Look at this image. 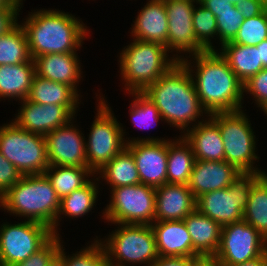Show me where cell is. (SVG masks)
<instances>
[{
	"label": "cell",
	"mask_w": 267,
	"mask_h": 266,
	"mask_svg": "<svg viewBox=\"0 0 267 266\" xmlns=\"http://www.w3.org/2000/svg\"><path fill=\"white\" fill-rule=\"evenodd\" d=\"M192 58L195 66L184 55L181 62L192 76L196 93L207 115L242 110L244 84L218 50L201 52L192 55Z\"/></svg>",
	"instance_id": "6da1fadb"
},
{
	"label": "cell",
	"mask_w": 267,
	"mask_h": 266,
	"mask_svg": "<svg viewBox=\"0 0 267 266\" xmlns=\"http://www.w3.org/2000/svg\"><path fill=\"white\" fill-rule=\"evenodd\" d=\"M142 93L156 105L163 120L170 127L180 128L182 133L188 131L192 124L197 125L196 120L203 113L207 114L196 93L192 76L181 61Z\"/></svg>",
	"instance_id": "7a4b0ae2"
},
{
	"label": "cell",
	"mask_w": 267,
	"mask_h": 266,
	"mask_svg": "<svg viewBox=\"0 0 267 266\" xmlns=\"http://www.w3.org/2000/svg\"><path fill=\"white\" fill-rule=\"evenodd\" d=\"M25 20L21 26L33 60L50 53L76 52L89 34L80 19L62 10L40 9Z\"/></svg>",
	"instance_id": "3957f363"
},
{
	"label": "cell",
	"mask_w": 267,
	"mask_h": 266,
	"mask_svg": "<svg viewBox=\"0 0 267 266\" xmlns=\"http://www.w3.org/2000/svg\"><path fill=\"white\" fill-rule=\"evenodd\" d=\"M60 200L45 174L23 175L0 197V207L14 216L48 226L55 235Z\"/></svg>",
	"instance_id": "277c9868"
},
{
	"label": "cell",
	"mask_w": 267,
	"mask_h": 266,
	"mask_svg": "<svg viewBox=\"0 0 267 266\" xmlns=\"http://www.w3.org/2000/svg\"><path fill=\"white\" fill-rule=\"evenodd\" d=\"M120 53L121 78L125 82V90L130 92H143L148 86L157 81L182 56L168 58L165 46L133 39Z\"/></svg>",
	"instance_id": "5b68a950"
},
{
	"label": "cell",
	"mask_w": 267,
	"mask_h": 266,
	"mask_svg": "<svg viewBox=\"0 0 267 266\" xmlns=\"http://www.w3.org/2000/svg\"><path fill=\"white\" fill-rule=\"evenodd\" d=\"M102 244L109 265H152L158 259L155 235L150 225L118 224ZM116 261V262H115ZM146 265V266H147Z\"/></svg>",
	"instance_id": "8992f818"
},
{
	"label": "cell",
	"mask_w": 267,
	"mask_h": 266,
	"mask_svg": "<svg viewBox=\"0 0 267 266\" xmlns=\"http://www.w3.org/2000/svg\"><path fill=\"white\" fill-rule=\"evenodd\" d=\"M219 126L223 139L225 161L233 164L243 174H257L259 168L253 167L256 155V137L250 120L243 110L214 113L209 115Z\"/></svg>",
	"instance_id": "52a82bcc"
},
{
	"label": "cell",
	"mask_w": 267,
	"mask_h": 266,
	"mask_svg": "<svg viewBox=\"0 0 267 266\" xmlns=\"http://www.w3.org/2000/svg\"><path fill=\"white\" fill-rule=\"evenodd\" d=\"M0 152L22 176L44 174L49 167L45 137L12 121L0 127Z\"/></svg>",
	"instance_id": "ba28073f"
},
{
	"label": "cell",
	"mask_w": 267,
	"mask_h": 266,
	"mask_svg": "<svg viewBox=\"0 0 267 266\" xmlns=\"http://www.w3.org/2000/svg\"><path fill=\"white\" fill-rule=\"evenodd\" d=\"M86 144L87 167L95 174L125 147V131L102 96Z\"/></svg>",
	"instance_id": "9c48e42d"
},
{
	"label": "cell",
	"mask_w": 267,
	"mask_h": 266,
	"mask_svg": "<svg viewBox=\"0 0 267 266\" xmlns=\"http://www.w3.org/2000/svg\"><path fill=\"white\" fill-rule=\"evenodd\" d=\"M110 194L102 216L108 222L136 225L155 222L156 188L140 183L113 188Z\"/></svg>",
	"instance_id": "30bf717a"
},
{
	"label": "cell",
	"mask_w": 267,
	"mask_h": 266,
	"mask_svg": "<svg viewBox=\"0 0 267 266\" xmlns=\"http://www.w3.org/2000/svg\"><path fill=\"white\" fill-rule=\"evenodd\" d=\"M258 178L257 174H242L228 187L199 196L196 208L221 226L239 222L243 220L251 187Z\"/></svg>",
	"instance_id": "8fae6325"
},
{
	"label": "cell",
	"mask_w": 267,
	"mask_h": 266,
	"mask_svg": "<svg viewBox=\"0 0 267 266\" xmlns=\"http://www.w3.org/2000/svg\"><path fill=\"white\" fill-rule=\"evenodd\" d=\"M53 236L52 229L39 222L4 223L0 227V264L15 266L23 262Z\"/></svg>",
	"instance_id": "7c38bea8"
},
{
	"label": "cell",
	"mask_w": 267,
	"mask_h": 266,
	"mask_svg": "<svg viewBox=\"0 0 267 266\" xmlns=\"http://www.w3.org/2000/svg\"><path fill=\"white\" fill-rule=\"evenodd\" d=\"M266 251L267 240L241 220L222 226L220 247L214 258L219 265H233L253 260Z\"/></svg>",
	"instance_id": "4fadbf2b"
},
{
	"label": "cell",
	"mask_w": 267,
	"mask_h": 266,
	"mask_svg": "<svg viewBox=\"0 0 267 266\" xmlns=\"http://www.w3.org/2000/svg\"><path fill=\"white\" fill-rule=\"evenodd\" d=\"M168 140L154 137L125 140L135 160L140 183L154 188L167 183Z\"/></svg>",
	"instance_id": "5bb4252c"
},
{
	"label": "cell",
	"mask_w": 267,
	"mask_h": 266,
	"mask_svg": "<svg viewBox=\"0 0 267 266\" xmlns=\"http://www.w3.org/2000/svg\"><path fill=\"white\" fill-rule=\"evenodd\" d=\"M168 17L166 48L188 53L189 58L206 50L197 42L193 28L194 3L199 0H164ZM197 2V3H196ZM171 50V51H170ZM170 51V52H169Z\"/></svg>",
	"instance_id": "9a60e30c"
},
{
	"label": "cell",
	"mask_w": 267,
	"mask_h": 266,
	"mask_svg": "<svg viewBox=\"0 0 267 266\" xmlns=\"http://www.w3.org/2000/svg\"><path fill=\"white\" fill-rule=\"evenodd\" d=\"M72 121L44 136L49 166L87 167L85 136Z\"/></svg>",
	"instance_id": "2e32d148"
},
{
	"label": "cell",
	"mask_w": 267,
	"mask_h": 266,
	"mask_svg": "<svg viewBox=\"0 0 267 266\" xmlns=\"http://www.w3.org/2000/svg\"><path fill=\"white\" fill-rule=\"evenodd\" d=\"M20 103L22 104L20 111L13 122L26 131L43 136L75 119L78 107L39 104L28 99Z\"/></svg>",
	"instance_id": "e0dca14e"
},
{
	"label": "cell",
	"mask_w": 267,
	"mask_h": 266,
	"mask_svg": "<svg viewBox=\"0 0 267 266\" xmlns=\"http://www.w3.org/2000/svg\"><path fill=\"white\" fill-rule=\"evenodd\" d=\"M242 174L225 160H195L187 185L197 199L204 193L228 187Z\"/></svg>",
	"instance_id": "ac0fdd59"
},
{
	"label": "cell",
	"mask_w": 267,
	"mask_h": 266,
	"mask_svg": "<svg viewBox=\"0 0 267 266\" xmlns=\"http://www.w3.org/2000/svg\"><path fill=\"white\" fill-rule=\"evenodd\" d=\"M196 202L188 185L166 183L157 187L155 222L184 220L196 209Z\"/></svg>",
	"instance_id": "d6986e66"
},
{
	"label": "cell",
	"mask_w": 267,
	"mask_h": 266,
	"mask_svg": "<svg viewBox=\"0 0 267 266\" xmlns=\"http://www.w3.org/2000/svg\"><path fill=\"white\" fill-rule=\"evenodd\" d=\"M150 226L155 235L159 257H200L193 250L191 236L184 220L154 222Z\"/></svg>",
	"instance_id": "ffe728a7"
},
{
	"label": "cell",
	"mask_w": 267,
	"mask_h": 266,
	"mask_svg": "<svg viewBox=\"0 0 267 266\" xmlns=\"http://www.w3.org/2000/svg\"><path fill=\"white\" fill-rule=\"evenodd\" d=\"M77 52L50 53L34 59L35 73L43 78L71 86L77 93L81 63Z\"/></svg>",
	"instance_id": "44dd1931"
},
{
	"label": "cell",
	"mask_w": 267,
	"mask_h": 266,
	"mask_svg": "<svg viewBox=\"0 0 267 266\" xmlns=\"http://www.w3.org/2000/svg\"><path fill=\"white\" fill-rule=\"evenodd\" d=\"M182 135L190 144L195 160L224 161L225 151L218 124L208 115Z\"/></svg>",
	"instance_id": "7402d4cb"
},
{
	"label": "cell",
	"mask_w": 267,
	"mask_h": 266,
	"mask_svg": "<svg viewBox=\"0 0 267 266\" xmlns=\"http://www.w3.org/2000/svg\"><path fill=\"white\" fill-rule=\"evenodd\" d=\"M132 28V38L166 47L168 17L164 0H149L138 12Z\"/></svg>",
	"instance_id": "603a6c76"
},
{
	"label": "cell",
	"mask_w": 267,
	"mask_h": 266,
	"mask_svg": "<svg viewBox=\"0 0 267 266\" xmlns=\"http://www.w3.org/2000/svg\"><path fill=\"white\" fill-rule=\"evenodd\" d=\"M184 222L191 236L193 250L200 257H214L220 247L222 226L197 208Z\"/></svg>",
	"instance_id": "cb8c5ba5"
},
{
	"label": "cell",
	"mask_w": 267,
	"mask_h": 266,
	"mask_svg": "<svg viewBox=\"0 0 267 266\" xmlns=\"http://www.w3.org/2000/svg\"><path fill=\"white\" fill-rule=\"evenodd\" d=\"M34 75L33 59L16 65H0V98L27 99Z\"/></svg>",
	"instance_id": "d4e9b609"
},
{
	"label": "cell",
	"mask_w": 267,
	"mask_h": 266,
	"mask_svg": "<svg viewBox=\"0 0 267 266\" xmlns=\"http://www.w3.org/2000/svg\"><path fill=\"white\" fill-rule=\"evenodd\" d=\"M219 52L243 84L264 69L256 46L235 44L230 41L221 45Z\"/></svg>",
	"instance_id": "484cf974"
},
{
	"label": "cell",
	"mask_w": 267,
	"mask_h": 266,
	"mask_svg": "<svg viewBox=\"0 0 267 266\" xmlns=\"http://www.w3.org/2000/svg\"><path fill=\"white\" fill-rule=\"evenodd\" d=\"M80 97L71 86L51 81L35 73L27 99L46 105L78 106Z\"/></svg>",
	"instance_id": "4316f807"
},
{
	"label": "cell",
	"mask_w": 267,
	"mask_h": 266,
	"mask_svg": "<svg viewBox=\"0 0 267 266\" xmlns=\"http://www.w3.org/2000/svg\"><path fill=\"white\" fill-rule=\"evenodd\" d=\"M194 162L192 148L182 135L168 140L167 183L187 185Z\"/></svg>",
	"instance_id": "83f0119b"
},
{
	"label": "cell",
	"mask_w": 267,
	"mask_h": 266,
	"mask_svg": "<svg viewBox=\"0 0 267 266\" xmlns=\"http://www.w3.org/2000/svg\"><path fill=\"white\" fill-rule=\"evenodd\" d=\"M101 176L97 179H105L110 189L120 186L140 184L138 170L132 153L125 147L111 161L107 162L99 171Z\"/></svg>",
	"instance_id": "f1b7e54d"
},
{
	"label": "cell",
	"mask_w": 267,
	"mask_h": 266,
	"mask_svg": "<svg viewBox=\"0 0 267 266\" xmlns=\"http://www.w3.org/2000/svg\"><path fill=\"white\" fill-rule=\"evenodd\" d=\"M60 199L85 186L94 173L88 167L49 166L44 173Z\"/></svg>",
	"instance_id": "f546056e"
},
{
	"label": "cell",
	"mask_w": 267,
	"mask_h": 266,
	"mask_svg": "<svg viewBox=\"0 0 267 266\" xmlns=\"http://www.w3.org/2000/svg\"><path fill=\"white\" fill-rule=\"evenodd\" d=\"M94 180L95 181L93 182L92 179H90L85 186L74 190L71 194L60 200V208L55 221V235H58L57 229L59 228L57 227L60 225L58 224V222H60V215L64 214L71 218H78L86 215L92 210L98 197L97 194L99 193V189H97L99 187L97 186L98 184L96 181H100L97 177Z\"/></svg>",
	"instance_id": "4dcf8cb0"
},
{
	"label": "cell",
	"mask_w": 267,
	"mask_h": 266,
	"mask_svg": "<svg viewBox=\"0 0 267 266\" xmlns=\"http://www.w3.org/2000/svg\"><path fill=\"white\" fill-rule=\"evenodd\" d=\"M243 220L267 240V186L260 178L251 187Z\"/></svg>",
	"instance_id": "1f68e13d"
},
{
	"label": "cell",
	"mask_w": 267,
	"mask_h": 266,
	"mask_svg": "<svg viewBox=\"0 0 267 266\" xmlns=\"http://www.w3.org/2000/svg\"><path fill=\"white\" fill-rule=\"evenodd\" d=\"M31 59L27 37L21 24L0 36V65H16Z\"/></svg>",
	"instance_id": "d6a6232c"
},
{
	"label": "cell",
	"mask_w": 267,
	"mask_h": 266,
	"mask_svg": "<svg viewBox=\"0 0 267 266\" xmlns=\"http://www.w3.org/2000/svg\"><path fill=\"white\" fill-rule=\"evenodd\" d=\"M198 4L200 6L198 8L194 7L193 12V28L196 40L206 51L215 50V46L211 43V38L214 35L218 36L216 17L200 2Z\"/></svg>",
	"instance_id": "836d02e7"
},
{
	"label": "cell",
	"mask_w": 267,
	"mask_h": 266,
	"mask_svg": "<svg viewBox=\"0 0 267 266\" xmlns=\"http://www.w3.org/2000/svg\"><path fill=\"white\" fill-rule=\"evenodd\" d=\"M265 39H267V9L260 15L244 19L237 35L231 42L256 46Z\"/></svg>",
	"instance_id": "e575fe53"
},
{
	"label": "cell",
	"mask_w": 267,
	"mask_h": 266,
	"mask_svg": "<svg viewBox=\"0 0 267 266\" xmlns=\"http://www.w3.org/2000/svg\"><path fill=\"white\" fill-rule=\"evenodd\" d=\"M134 96L133 102L130 105V116L132 123L141 129L152 127L158 120L163 121L156 105L147 98L142 92H130Z\"/></svg>",
	"instance_id": "d590c367"
},
{
	"label": "cell",
	"mask_w": 267,
	"mask_h": 266,
	"mask_svg": "<svg viewBox=\"0 0 267 266\" xmlns=\"http://www.w3.org/2000/svg\"><path fill=\"white\" fill-rule=\"evenodd\" d=\"M61 245L59 254L65 259L66 266H108L105 250L98 239L94 243L82 248L79 252L67 256Z\"/></svg>",
	"instance_id": "8d00e7d4"
},
{
	"label": "cell",
	"mask_w": 267,
	"mask_h": 266,
	"mask_svg": "<svg viewBox=\"0 0 267 266\" xmlns=\"http://www.w3.org/2000/svg\"><path fill=\"white\" fill-rule=\"evenodd\" d=\"M243 21L244 17L236 7L230 10L216 11L219 44L223 45L232 41Z\"/></svg>",
	"instance_id": "74e56055"
},
{
	"label": "cell",
	"mask_w": 267,
	"mask_h": 266,
	"mask_svg": "<svg viewBox=\"0 0 267 266\" xmlns=\"http://www.w3.org/2000/svg\"><path fill=\"white\" fill-rule=\"evenodd\" d=\"M60 238L59 233L54 235L41 249L15 266H48L51 259L59 252L62 244Z\"/></svg>",
	"instance_id": "f35d334b"
},
{
	"label": "cell",
	"mask_w": 267,
	"mask_h": 266,
	"mask_svg": "<svg viewBox=\"0 0 267 266\" xmlns=\"http://www.w3.org/2000/svg\"><path fill=\"white\" fill-rule=\"evenodd\" d=\"M243 92L254 96V100L258 107L267 101V68L260 70L244 83Z\"/></svg>",
	"instance_id": "ab89813d"
},
{
	"label": "cell",
	"mask_w": 267,
	"mask_h": 266,
	"mask_svg": "<svg viewBox=\"0 0 267 266\" xmlns=\"http://www.w3.org/2000/svg\"><path fill=\"white\" fill-rule=\"evenodd\" d=\"M22 174L0 152V197L16 184Z\"/></svg>",
	"instance_id": "60d3db41"
},
{
	"label": "cell",
	"mask_w": 267,
	"mask_h": 266,
	"mask_svg": "<svg viewBox=\"0 0 267 266\" xmlns=\"http://www.w3.org/2000/svg\"><path fill=\"white\" fill-rule=\"evenodd\" d=\"M23 0H18L13 5L0 7V36L9 33L18 25V15L22 6ZM21 5V6H20Z\"/></svg>",
	"instance_id": "b9f144b4"
},
{
	"label": "cell",
	"mask_w": 267,
	"mask_h": 266,
	"mask_svg": "<svg viewBox=\"0 0 267 266\" xmlns=\"http://www.w3.org/2000/svg\"><path fill=\"white\" fill-rule=\"evenodd\" d=\"M235 7L244 19L260 15L266 10L263 0H242L236 3Z\"/></svg>",
	"instance_id": "7bdbcfd3"
},
{
	"label": "cell",
	"mask_w": 267,
	"mask_h": 266,
	"mask_svg": "<svg viewBox=\"0 0 267 266\" xmlns=\"http://www.w3.org/2000/svg\"><path fill=\"white\" fill-rule=\"evenodd\" d=\"M194 259L186 257H158L150 266H190Z\"/></svg>",
	"instance_id": "ee69618b"
},
{
	"label": "cell",
	"mask_w": 267,
	"mask_h": 266,
	"mask_svg": "<svg viewBox=\"0 0 267 266\" xmlns=\"http://www.w3.org/2000/svg\"><path fill=\"white\" fill-rule=\"evenodd\" d=\"M199 2L207 9H209L216 17V11L230 10L235 7L234 4L227 2V0H199Z\"/></svg>",
	"instance_id": "f6af8a7d"
},
{
	"label": "cell",
	"mask_w": 267,
	"mask_h": 266,
	"mask_svg": "<svg viewBox=\"0 0 267 266\" xmlns=\"http://www.w3.org/2000/svg\"><path fill=\"white\" fill-rule=\"evenodd\" d=\"M219 266H267V251L261 256L246 262H241L233 265H219Z\"/></svg>",
	"instance_id": "bcb514c9"
},
{
	"label": "cell",
	"mask_w": 267,
	"mask_h": 266,
	"mask_svg": "<svg viewBox=\"0 0 267 266\" xmlns=\"http://www.w3.org/2000/svg\"><path fill=\"white\" fill-rule=\"evenodd\" d=\"M190 266H219V264L214 257H197L190 263Z\"/></svg>",
	"instance_id": "7dc6e473"
},
{
	"label": "cell",
	"mask_w": 267,
	"mask_h": 266,
	"mask_svg": "<svg viewBox=\"0 0 267 266\" xmlns=\"http://www.w3.org/2000/svg\"><path fill=\"white\" fill-rule=\"evenodd\" d=\"M256 47L258 48L260 61L262 62L263 67L267 68V39L257 44Z\"/></svg>",
	"instance_id": "c3c4849f"
},
{
	"label": "cell",
	"mask_w": 267,
	"mask_h": 266,
	"mask_svg": "<svg viewBox=\"0 0 267 266\" xmlns=\"http://www.w3.org/2000/svg\"><path fill=\"white\" fill-rule=\"evenodd\" d=\"M48 266H66L65 259L57 253L49 262Z\"/></svg>",
	"instance_id": "681fc988"
},
{
	"label": "cell",
	"mask_w": 267,
	"mask_h": 266,
	"mask_svg": "<svg viewBox=\"0 0 267 266\" xmlns=\"http://www.w3.org/2000/svg\"><path fill=\"white\" fill-rule=\"evenodd\" d=\"M258 177L264 182V184L267 186V173L261 169L257 173Z\"/></svg>",
	"instance_id": "f907efd6"
},
{
	"label": "cell",
	"mask_w": 267,
	"mask_h": 266,
	"mask_svg": "<svg viewBox=\"0 0 267 266\" xmlns=\"http://www.w3.org/2000/svg\"><path fill=\"white\" fill-rule=\"evenodd\" d=\"M17 1L18 0H0V7H2V6H8V5H13Z\"/></svg>",
	"instance_id": "816d5d0a"
},
{
	"label": "cell",
	"mask_w": 267,
	"mask_h": 266,
	"mask_svg": "<svg viewBox=\"0 0 267 266\" xmlns=\"http://www.w3.org/2000/svg\"><path fill=\"white\" fill-rule=\"evenodd\" d=\"M261 110H263V112L266 114L267 116V101H265L261 106H260Z\"/></svg>",
	"instance_id": "f5cc1de1"
},
{
	"label": "cell",
	"mask_w": 267,
	"mask_h": 266,
	"mask_svg": "<svg viewBox=\"0 0 267 266\" xmlns=\"http://www.w3.org/2000/svg\"><path fill=\"white\" fill-rule=\"evenodd\" d=\"M240 1L242 0H227V2H230L231 4H234V5Z\"/></svg>",
	"instance_id": "db71d44e"
},
{
	"label": "cell",
	"mask_w": 267,
	"mask_h": 266,
	"mask_svg": "<svg viewBox=\"0 0 267 266\" xmlns=\"http://www.w3.org/2000/svg\"><path fill=\"white\" fill-rule=\"evenodd\" d=\"M264 1V4H265V7L267 9V0H263Z\"/></svg>",
	"instance_id": "11a10c76"
}]
</instances>
